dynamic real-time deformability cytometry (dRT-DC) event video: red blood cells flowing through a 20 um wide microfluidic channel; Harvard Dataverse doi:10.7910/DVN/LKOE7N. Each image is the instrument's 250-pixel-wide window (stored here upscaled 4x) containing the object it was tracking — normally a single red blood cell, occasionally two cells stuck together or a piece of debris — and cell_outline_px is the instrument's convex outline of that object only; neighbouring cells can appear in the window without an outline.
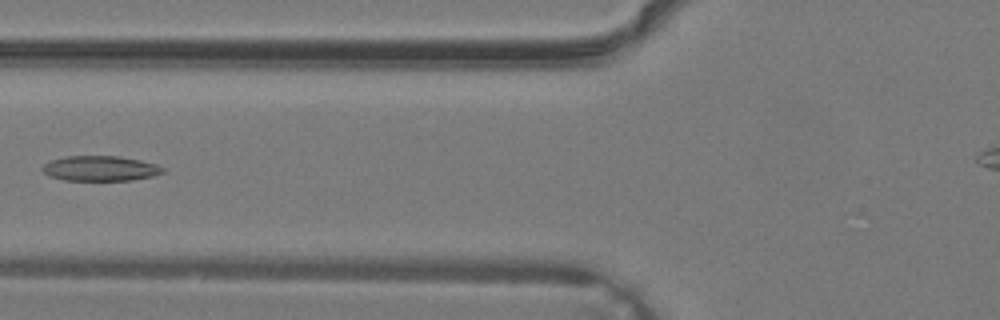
{"species": "common noctule bat (a hibernating species)", "species_latin": "Nyctalus noctula", "temperature_condition": "warm", "stored_images_in_passage": 29, "camera_frame_rate_fps": 3000, "um_per_image_px": 0.085, "animal": {"sex": "male", "body_mass_g": 19.2, "forearm_length_mm": 51.8}, "frame": {"image": 1, "passage_image": 11, "time_ms": 3.333, "image_size_px": [1000, 320], "cell_outline_px": [[164, 172], [152, 176], [132, 180], [64, 180], [52, 176], [44, 172], [40, 168], [48, 160], [68, 156], [120, 156], [140, 160], [156, 164], [164, 168]], "centroid_in_image_um": [8.51, 14.31], "position_along_channel_um": 117.3, "area_um2": 17.57}}
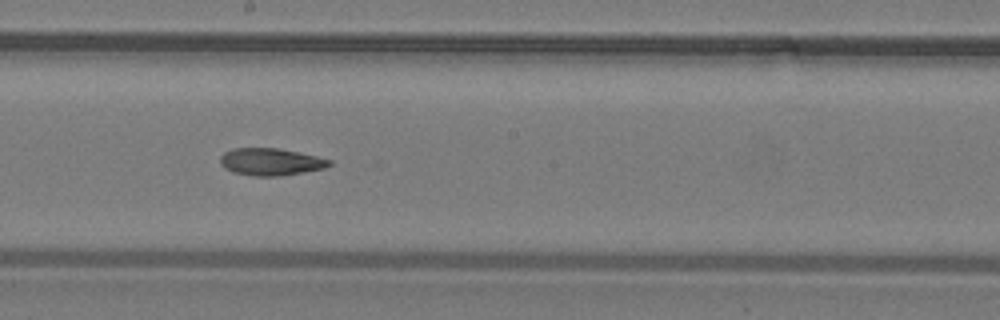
{"frame": {"image": 2, "passage_image": 17, "time_ms": 5.333, "image_size_px": [1000, 320], "cell_outline_px": [[332, 164], [324, 168], [280, 176], [252, 176], [232, 172], [224, 168], [220, 164], [220, 156], [224, 152], [232, 148], [276, 148], [316, 156], [332, 160]], "centroid_in_image_um": [22.96, 13.76], "position_along_channel_um": 225.2, "area_um2": 17.28}}
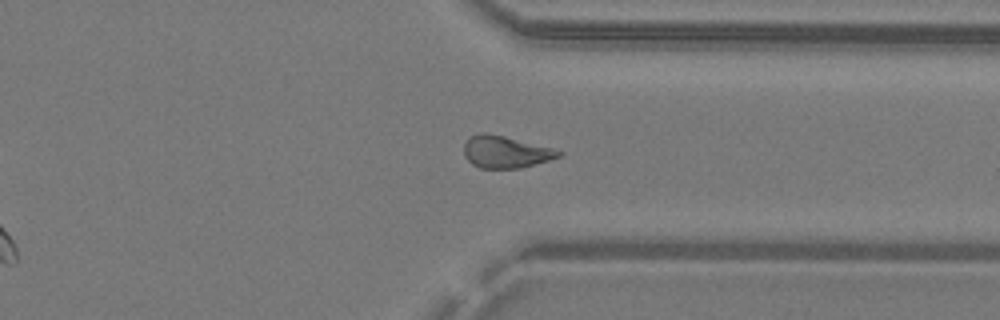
{"frame": {"image": 3, "passage_image": 25, "time_ms": 8.0, "image_size_px": [1000, 320], "cell_outline_px": [[564, 152], [560, 156], [548, 160], [520, 168], [480, 168], [472, 164], [464, 156], [464, 144], [472, 136], [480, 132], [484, 132], [504, 136], [552, 148]], "centroid_in_image_um": [42.95, 12.91], "position_along_channel_um": 368.4, "area_um2": 17.46}}